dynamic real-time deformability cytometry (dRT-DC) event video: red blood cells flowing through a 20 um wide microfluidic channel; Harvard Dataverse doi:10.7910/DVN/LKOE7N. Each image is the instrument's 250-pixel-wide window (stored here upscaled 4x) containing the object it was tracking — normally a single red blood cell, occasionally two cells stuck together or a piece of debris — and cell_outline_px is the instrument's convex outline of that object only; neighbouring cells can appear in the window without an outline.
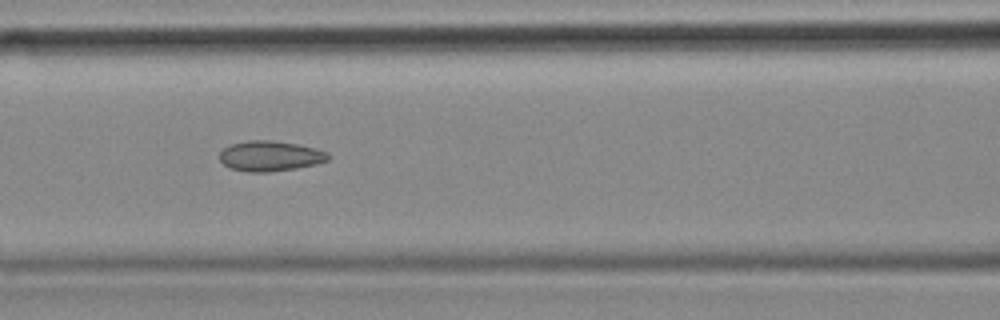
{"species": "common noctule bat (a hibernating species)", "species_latin": "Nyctalus noctula", "temperature_condition": "cold", "stored_images_in_passage": 50, "camera_frame_rate_fps": 3000, "um_per_image_px": 0.085, "animal": {"sex": "female", "body_mass_g": 18.4}, "frame": {"image": 1, "passage_image": 22, "time_ms": 7.0, "image_size_px": [1000, 320], "cell_outline_px": [[332, 156], [328, 160], [316, 164], [296, 168], [268, 172], [248, 172], [228, 168], [220, 160], [220, 152], [224, 148], [232, 144], [248, 140], [268, 140], [296, 144], [316, 148], [328, 152]], "centroid_in_image_um": [22.98, 13.27], "position_along_channel_um": 143.6, "area_um2": 19.19}}